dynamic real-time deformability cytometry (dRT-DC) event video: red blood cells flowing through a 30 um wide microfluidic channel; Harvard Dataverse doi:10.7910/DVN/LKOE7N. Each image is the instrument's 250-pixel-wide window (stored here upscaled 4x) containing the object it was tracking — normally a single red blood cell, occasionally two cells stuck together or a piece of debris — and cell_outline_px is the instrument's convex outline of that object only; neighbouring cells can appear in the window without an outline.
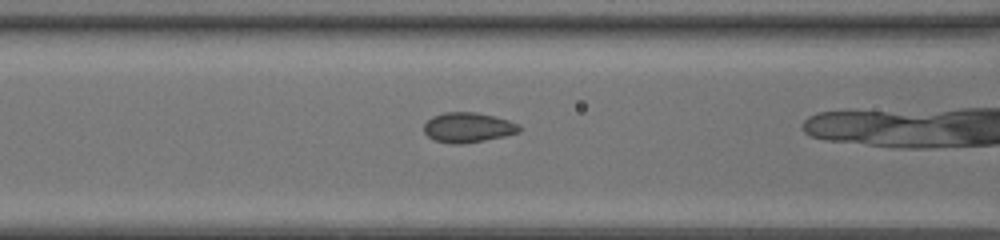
{"species": "common noctule bat (a hibernating species)", "species_latin": "Nyctalus noctula", "temperature_condition": "room temperature", "stored_images_in_passage": 38, "camera_frame_rate_fps": 3000, "um_per_image_px": 0.085, "animal": {"sex": "female", "body_mass_g": 20.0, "forearm_length_mm": 54.0}, "frame": {"image": 1, "passage_image": 20, "time_ms": 6.333, "image_size_px": [1000, 240], "cell_outline_px": [[520, 132], [504, 136], [464, 144], [452, 144], [436, 140], [428, 136], [424, 132], [424, 124], [432, 116], [444, 112], [476, 112], [508, 120], [520, 124]], "centroid_in_image_um": [39.78, 10.83], "position_along_channel_um": 126.8, "area_um2": 16.59}}
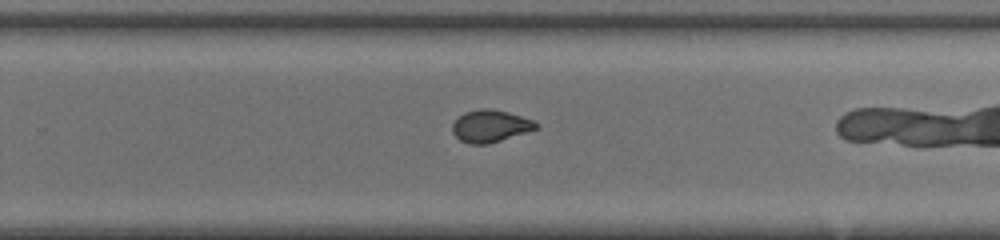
{"frame": {"image": 2, "passage_image": 31, "time_ms": 10.0, "image_size_px": [1000, 240], "cell_outline_px": [[540, 124], [536, 128], [488, 144], [468, 144], [460, 140], [452, 132], [452, 124], [464, 112], [480, 108], [488, 108], [508, 112], [532, 120]], "centroid_in_image_um": [41.63, 10.71], "position_along_channel_um": 288.2, "area_um2": 15.43}}
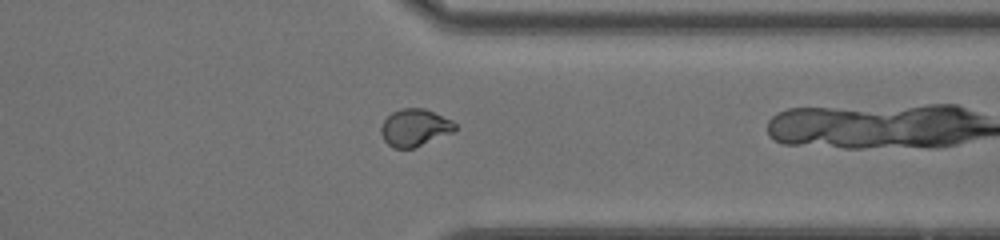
{"frame": {"image": 3, "passage_image": 37, "time_ms": 12.0, "image_size_px": [1000, 240], "cell_outline_px": [[456, 128], [452, 132], [412, 148], [392, 148], [384, 140], [380, 132], [380, 128], [384, 120], [392, 112], [400, 108], [424, 108], [452, 120], [456, 124]], "centroid_in_image_um": [35.22, 10.83], "position_along_channel_um": 376.2, "area_um2": 15.9}}